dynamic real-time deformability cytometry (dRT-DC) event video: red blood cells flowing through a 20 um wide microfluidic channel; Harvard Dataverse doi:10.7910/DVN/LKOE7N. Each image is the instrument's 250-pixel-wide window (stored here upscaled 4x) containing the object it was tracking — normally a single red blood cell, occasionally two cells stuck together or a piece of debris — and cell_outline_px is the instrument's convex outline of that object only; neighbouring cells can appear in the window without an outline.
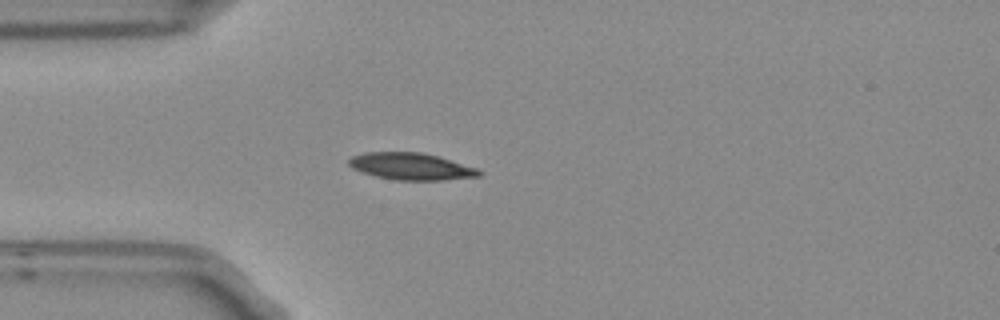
{"species": "Egyptian fruit bat (a non-hibernating species)", "species_latin": "Rousettus aegyptiacus", "temperature_condition": "room temperature", "stored_images_in_passage": 1, "camera_frame_rate_fps": 3000, "um_per_image_px": 0.085, "frame": {"image": 1, "passage_image": 1, "time_ms": 0.0, "image_size_px": [1000, 320], "cell_outline_px": [[484, 172], [480, 176], [444, 180], [396, 180], [376, 176], [352, 168], [348, 164], [348, 160], [352, 156], [364, 152], [424, 152], [440, 156], [476, 168]], "centroid_in_image_um": [34.97, 14.13], "position_along_channel_um": 50.0, "area_um2": 20.52}}